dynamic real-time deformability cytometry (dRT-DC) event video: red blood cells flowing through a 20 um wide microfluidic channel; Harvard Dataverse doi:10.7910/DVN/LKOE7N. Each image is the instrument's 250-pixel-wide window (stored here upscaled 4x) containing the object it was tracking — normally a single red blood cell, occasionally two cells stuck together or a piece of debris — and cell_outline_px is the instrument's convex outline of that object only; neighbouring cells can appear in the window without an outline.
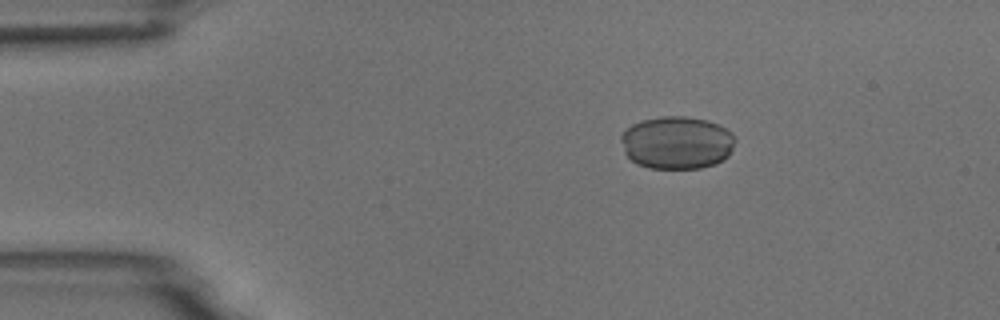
{"species": "common noctule bat (a hibernating species)", "species_latin": "Nyctalus noctula", "temperature_condition": "room temperature", "stored_images_in_passage": 3, "camera_frame_rate_fps": 3000, "um_per_image_px": 0.085, "animal": {"sex": "male", "body_mass_g": 18.8}, "frame": {"image": 1, "passage_image": 1, "time_ms": 0.0, "image_size_px": [1000, 320], "cell_outline_px": [[736, 140], [728, 156], [724, 160], [716, 164], [700, 168], [648, 168], [636, 164], [624, 152], [620, 140], [620, 136], [632, 124], [640, 120], [660, 116], [684, 116], [708, 120], [732, 132]], "centroid_in_image_um": [57.53, 12.12], "position_along_channel_um": 27.5, "area_um2": 35.37}}